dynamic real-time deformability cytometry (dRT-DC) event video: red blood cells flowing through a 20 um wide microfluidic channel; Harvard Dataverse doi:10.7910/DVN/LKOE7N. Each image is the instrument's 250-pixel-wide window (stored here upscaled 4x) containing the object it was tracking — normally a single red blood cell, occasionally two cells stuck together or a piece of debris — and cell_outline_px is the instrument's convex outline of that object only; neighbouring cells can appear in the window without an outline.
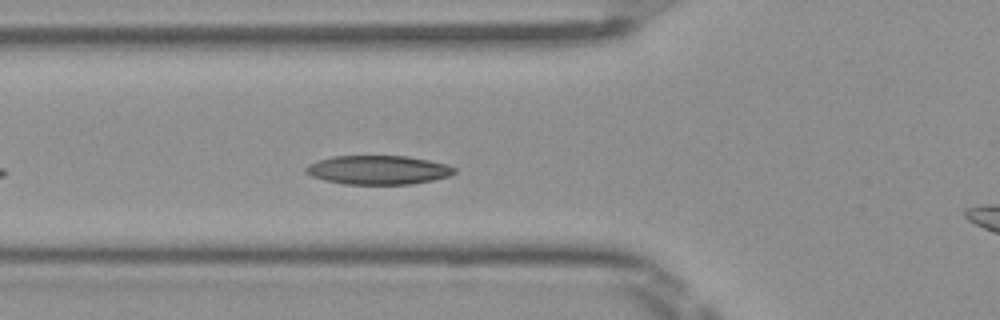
{"species": "Egyptian fruit bat (a non-hibernating species)", "species_latin": "Rousettus aegyptiacus", "temperature_condition": "room temperature", "stored_images_in_passage": 36, "camera_frame_rate_fps": 3000, "um_per_image_px": 0.085, "frame": {"image": 1, "passage_image": 6, "time_ms": 1.667, "image_size_px": [1000, 320], "cell_outline_px": [[456, 172], [448, 176], [432, 180], [412, 184], [344, 184], [324, 180], [312, 176], [304, 172], [304, 168], [308, 164], [332, 156], [408, 156], [448, 164], [456, 168]], "centroid_in_image_um": [32.14, 14.44], "position_along_channel_um": 93.7, "area_um2": 25.09}}
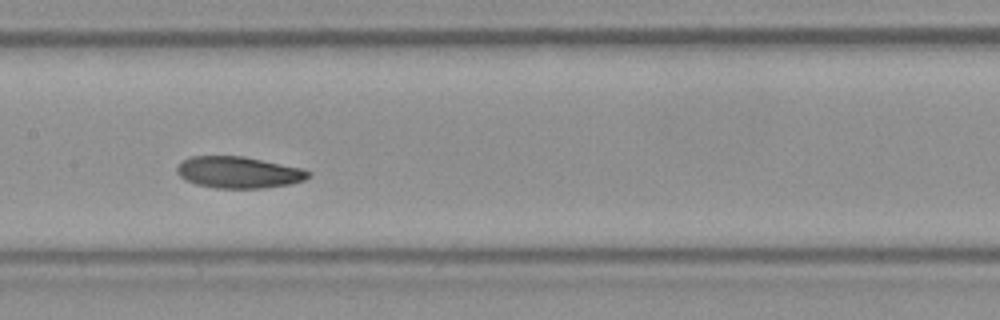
{"frame": {"image": 2, "passage_image": 13, "time_ms": 4.0, "image_size_px": [1000, 320], "cell_outline_px": [[312, 172], [304, 180], [288, 184], [264, 188], [216, 188], [196, 184], [184, 180], [176, 172], [176, 168], [188, 156], [244, 156], [304, 168]], "centroid_in_image_um": [20.28, 14.64], "position_along_channel_um": 187.1, "area_um2": 24.28}}
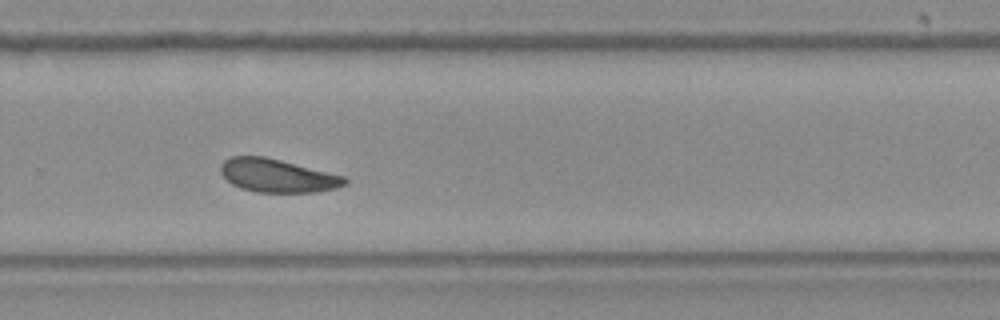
{"frame": {"image": 3, "passage_image": 22, "time_ms": 7.0, "image_size_px": [1000, 320], "cell_outline_px": [[348, 184], [336, 188], [316, 192], [256, 192], [240, 188], [232, 184], [220, 172], [220, 164], [224, 160], [232, 156], [264, 156], [344, 176], [348, 180]], "centroid_in_image_um": [23.57, 14.93], "position_along_channel_um": 306.2, "area_um2": 23.99}, "authors_computed_cell_mechanics": {"area_um2": 24.5072, "velocity_mm_per_s": 3.9835, "shape_relaxation_time_tau1_ms": 6.1189, "shape_relaxation_time_tau2_ms": 11.1642, "deformation_change_tau1": 0.1581, "deformation_change_tau2": 0.219}}